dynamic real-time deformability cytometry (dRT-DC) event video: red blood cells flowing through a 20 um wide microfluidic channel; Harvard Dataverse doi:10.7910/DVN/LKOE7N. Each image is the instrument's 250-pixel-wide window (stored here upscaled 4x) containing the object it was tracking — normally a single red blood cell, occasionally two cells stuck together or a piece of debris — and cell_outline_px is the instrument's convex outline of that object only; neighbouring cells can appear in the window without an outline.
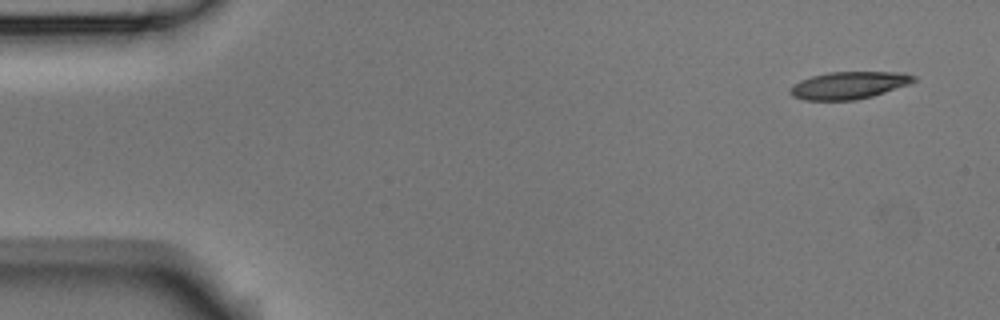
{"species": "Egyptian fruit bat (a non-hibernating species)", "species_latin": "Rousettus aegyptiacus", "temperature_condition": "room temperature", "stored_images_in_passage": 4, "camera_frame_rate_fps": 3000, "um_per_image_px": 0.085, "animal": {"sex": "male"}, "frame": {"image": 1, "passage_image": 1, "time_ms": 0.0, "image_size_px": [1000, 320], "cell_outline_px": [[916, 80], [908, 84], [872, 96], [856, 100], [804, 100], [792, 96], [788, 92], [788, 88], [792, 84], [800, 80], [812, 76], [828, 72], [904, 72], [916, 76]], "centroid_in_image_um": [72.1, 7.24], "position_along_channel_um": 12.9, "area_um2": 19.77}}
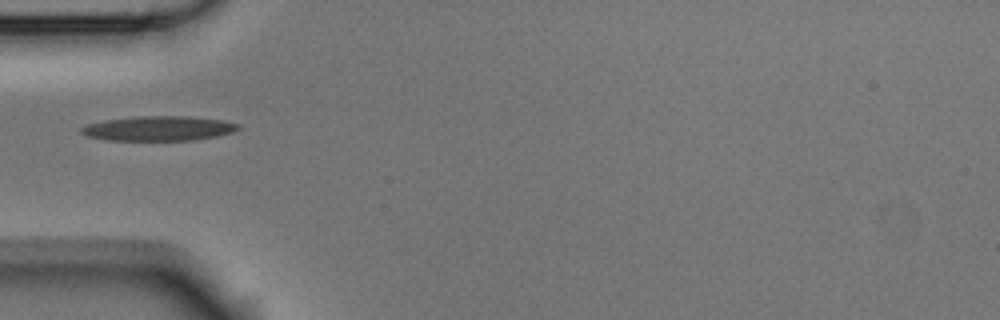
{"frame": {"image": 2, "passage_image": 4, "time_ms": 1.0, "image_size_px": [1000, 320], "cell_outline_px": [[240, 128], [232, 132], [216, 136], [192, 140], [108, 140], [88, 136], [80, 132], [80, 128], [88, 124], [104, 120], [136, 116], [188, 116], [224, 120], [240, 124]], "centroid_in_image_um": [13.49, 10.91], "position_along_channel_um": 71.5, "area_um2": 22.54}}